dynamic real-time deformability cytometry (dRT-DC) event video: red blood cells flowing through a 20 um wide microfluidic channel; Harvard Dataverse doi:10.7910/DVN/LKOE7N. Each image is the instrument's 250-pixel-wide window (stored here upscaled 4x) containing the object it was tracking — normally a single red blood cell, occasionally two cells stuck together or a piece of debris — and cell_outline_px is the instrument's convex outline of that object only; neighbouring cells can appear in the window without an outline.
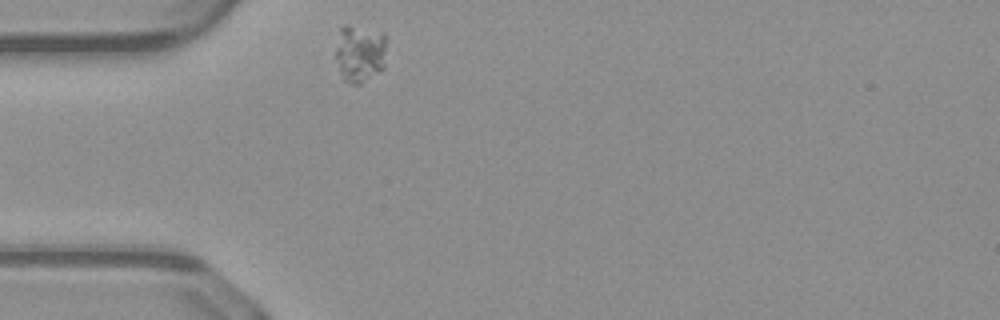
{"species": "common noctule bat (a hibernating species)", "species_latin": "Nyctalus noctula", "temperature_condition": "warm", "stored_images_in_passage": 40, "camera_frame_rate_fps": 3000, "um_per_image_px": 0.085, "animal": {"sex": "male", "body_mass_g": 23.1, "forearm_length_mm": 52.7}, "frame": {"image": 1, "passage_image": 1, "time_ms": 0.0, "image_size_px": [1000, 320], "cell_outline_px": [[384, 68], [360, 84], [352, 84], [344, 80], [336, 56], [336, 52], [340, 28], [344, 24], [348, 24], [380, 32], [384, 36]], "centroid_in_image_um": [30.58, 4.52], "position_along_channel_um": 54.4, "area_um2": 16.65}}
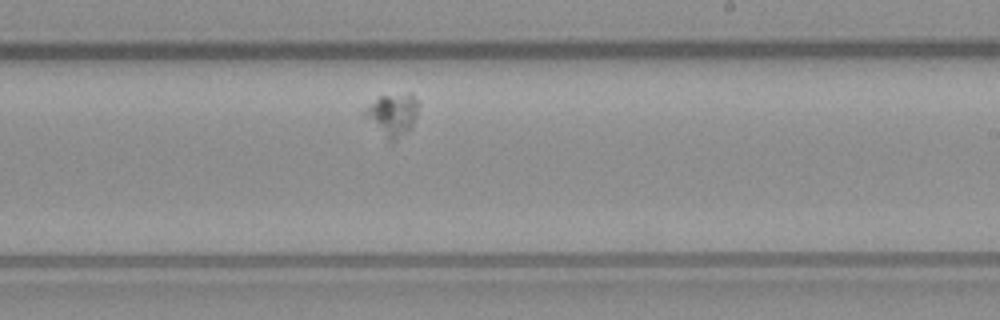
{"frame": {"image": 2, "passage_image": 18, "time_ms": 5.667, "image_size_px": [1000, 320], "cell_outline_px": [[420, 104], [412, 128], [392, 144], [388, 144], [364, 116], [364, 112], [380, 96], [408, 92]], "centroid_in_image_um": [33.4, 9.81], "position_along_channel_um": 255.6, "area_um2": 13.53}}
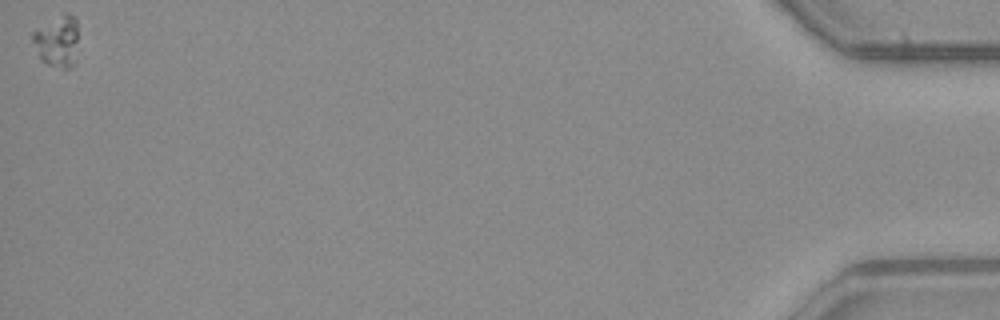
{"frame": {"image": 3, "passage_image": 40, "time_ms": 13.0, "image_size_px": [1000, 320], "cell_outline_px": [[76, 64], [68, 68], [64, 68], [48, 64], [40, 60], [32, 40], [32, 32], [64, 12], [68, 12], [76, 20]], "centroid_in_image_um": [4.86, 3.52], "position_along_channel_um": 430.3, "area_um2": 13.53}}